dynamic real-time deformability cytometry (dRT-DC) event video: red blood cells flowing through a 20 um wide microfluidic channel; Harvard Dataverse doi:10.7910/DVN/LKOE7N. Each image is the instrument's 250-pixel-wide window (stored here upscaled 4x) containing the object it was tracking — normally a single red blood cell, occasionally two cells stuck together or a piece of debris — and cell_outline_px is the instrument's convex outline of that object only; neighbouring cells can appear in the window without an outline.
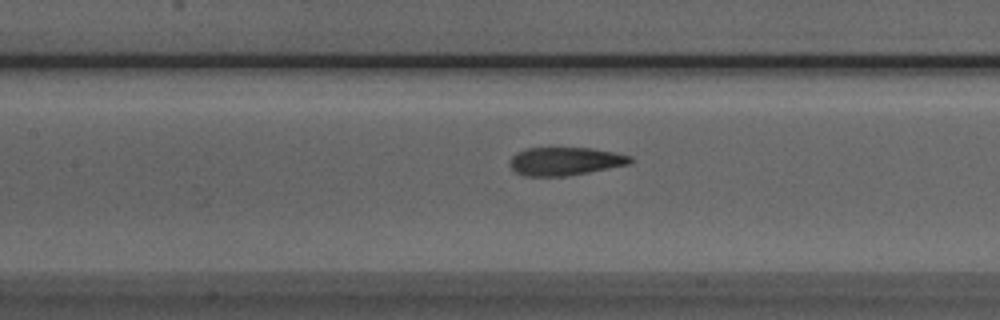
{"species": "Egyptian fruit bat (a non-hibernating species)", "species_latin": "Rousettus aegyptiacus", "temperature_condition": "room temperature", "stored_images_in_passage": 52, "camera_frame_rate_fps": 3000, "um_per_image_px": 0.085, "animal": {"sex": "male"}, "frame": {"image": 1, "passage_image": 23, "time_ms": 7.333, "image_size_px": [1000, 320], "cell_outline_px": [[632, 164], [568, 176], [524, 176], [516, 172], [508, 164], [512, 156], [516, 152], [528, 148], [592, 148], [616, 152], [632, 156]], "centroid_in_image_um": [48.06, 13.71], "position_along_channel_um": 159.3, "area_um2": 20.0}}
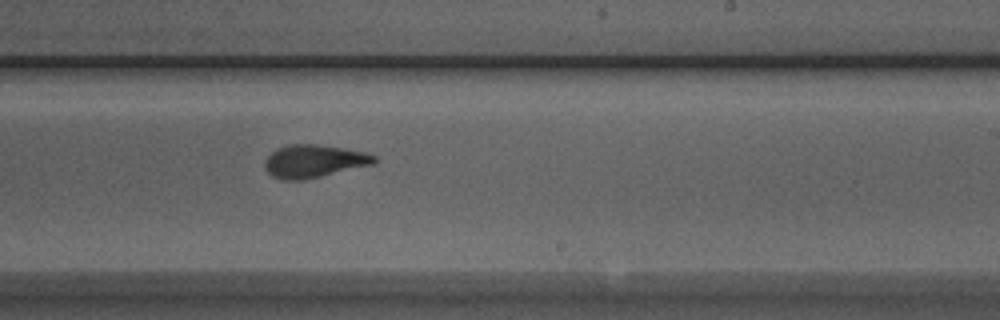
{"frame": {"image": 2, "passage_image": 31, "time_ms": 10.0, "image_size_px": [1000, 320], "cell_outline_px": [[376, 164], [304, 180], [280, 180], [272, 176], [264, 168], [264, 160], [276, 148], [288, 144], [316, 144], [364, 152], [376, 156]], "centroid_in_image_um": [26.66, 13.71], "position_along_channel_um": 262.3, "area_um2": 21.1}}
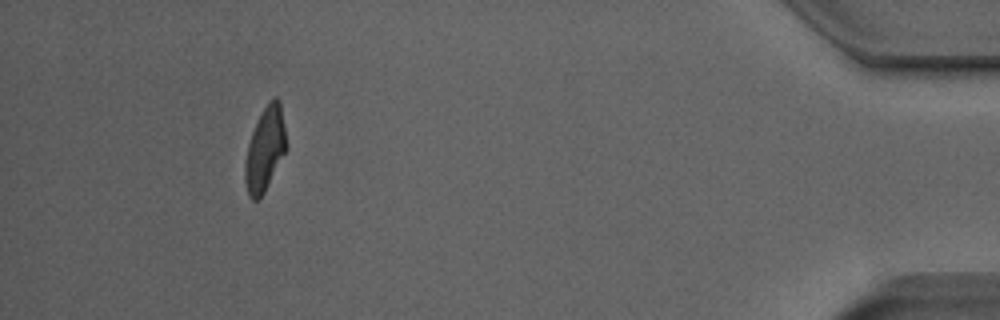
{"frame": {"image": 3, "passage_image": 48, "time_ms": 15.667, "image_size_px": [1000, 320], "cell_outline_px": [[288, 148], [264, 192], [256, 200], [252, 200], [248, 196], [244, 180], [244, 164], [248, 144], [252, 132], [268, 100], [276, 96], [280, 100]], "centroid_in_image_um": [22.53, 12.68], "position_along_channel_um": 412.7, "area_um2": 20.23}, "authors_computed_cell_mechanics": {"area_um2": 20.5768, "velocity_mm_per_s": 3.8778, "shape_relaxation_time_tau1_ms": 5.9346, "shape_relaxation_time_tau2_ms": 1.6101, "deformation_change_tau1": 0.1956, "deformation_change_tau2": 0.0832}}